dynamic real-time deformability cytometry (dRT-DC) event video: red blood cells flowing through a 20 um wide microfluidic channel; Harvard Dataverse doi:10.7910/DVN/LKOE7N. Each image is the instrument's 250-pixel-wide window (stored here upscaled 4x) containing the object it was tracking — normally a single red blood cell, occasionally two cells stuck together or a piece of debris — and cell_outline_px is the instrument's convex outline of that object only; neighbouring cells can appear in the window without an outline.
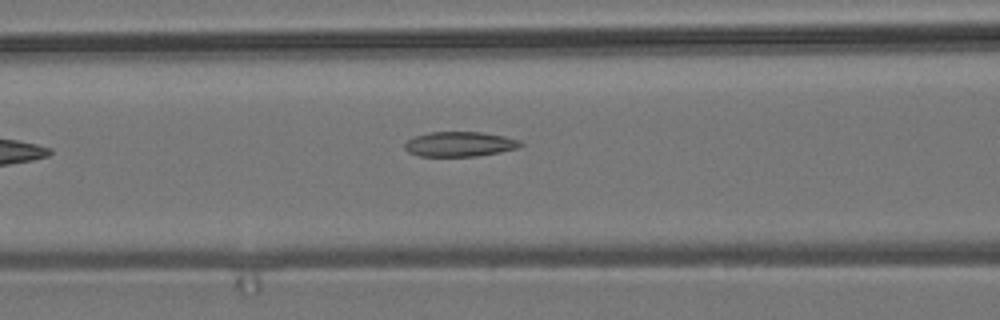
{"species": "common noctule bat (a hibernating species)", "species_latin": "Nyctalus noctula", "temperature_condition": "room temperature", "stored_images_in_passage": 6, "camera_frame_rate_fps": 3000, "um_per_image_px": 0.085, "animal": {"sex": "male", "body_mass_g": 19.2, "forearm_length_mm": 51.8}, "frame": {"image": 1, "passage_image": 6, "time_ms": 6.0, "image_size_px": [1000, 320], "cell_outline_px": [[524, 144], [520, 148], [500, 152], [476, 156], [420, 156], [408, 152], [404, 148], [404, 144], [408, 140], [416, 136], [428, 132], [480, 132], [504, 136], [520, 140]], "centroid_in_image_um": [39.1, 12.25], "position_along_channel_um": 127.5, "area_um2": 16.82}}